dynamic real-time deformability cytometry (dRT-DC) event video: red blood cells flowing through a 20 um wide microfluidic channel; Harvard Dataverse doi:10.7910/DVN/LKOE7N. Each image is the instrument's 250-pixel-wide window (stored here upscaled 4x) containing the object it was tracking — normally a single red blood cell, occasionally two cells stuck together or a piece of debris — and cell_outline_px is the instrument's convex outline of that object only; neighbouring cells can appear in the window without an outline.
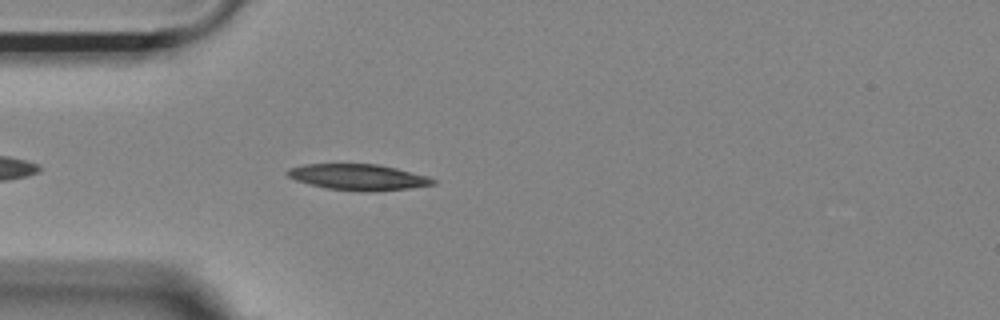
{"species": "Egyptian fruit bat (a non-hibernating species)", "species_latin": "Rousettus aegyptiacus", "temperature_condition": "room temperature", "stored_images_in_passage": 28, "camera_frame_rate_fps": 3000, "um_per_image_px": 0.085, "animal": {"sex": "female"}, "frame": {"image": 1, "passage_image": 5, "time_ms": 1.333, "image_size_px": [1000, 320], "cell_outline_px": [[436, 184], [408, 188], [372, 192], [360, 192], [328, 188], [308, 184], [296, 180], [288, 176], [284, 172], [288, 168], [304, 164], [376, 164], [396, 168], [428, 176], [436, 180]], "centroid_in_image_um": [30.43, 15.06], "position_along_channel_um": 54.6, "area_um2": 22.14}}
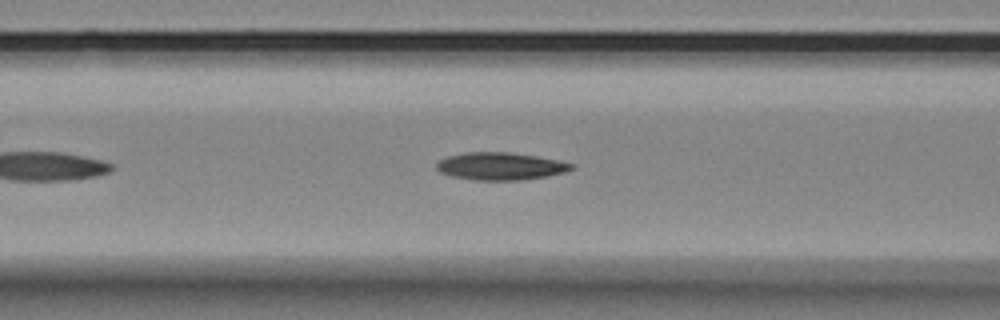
{"frame": {"image": 2, "passage_image": 11, "time_ms": 3.333, "image_size_px": [1000, 320], "cell_outline_px": [[576, 164], [572, 168], [564, 172], [548, 176], [520, 180], [472, 180], [452, 176], [440, 172], [436, 168], [436, 164], [440, 160], [448, 156], [464, 152], [508, 152], [536, 156], [560, 160]], "centroid_in_image_um": [42.54, 14.12], "position_along_channel_um": 124.1, "area_um2": 21.68}}
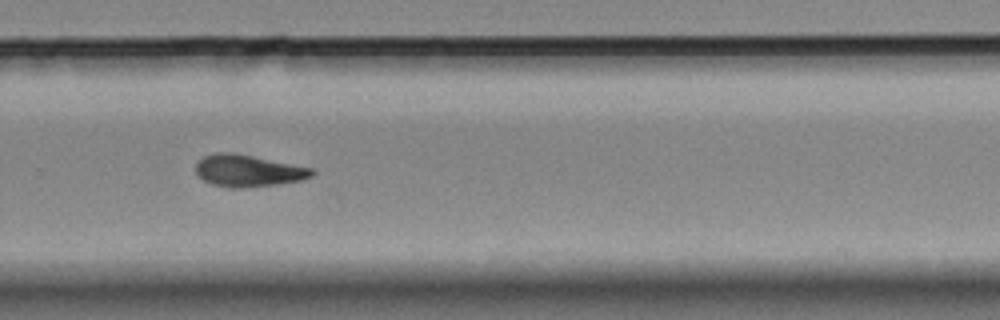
{"frame": {"image": 3, "passage_image": 26, "time_ms": 8.333, "image_size_px": [1000, 320], "cell_outline_px": [[316, 172], [312, 176], [300, 180], [276, 184], [244, 188], [228, 188], [212, 184], [204, 180], [196, 172], [196, 164], [204, 156], [216, 152], [236, 152], [312, 168]], "centroid_in_image_um": [21.08, 14.5], "position_along_channel_um": 308.7, "area_um2": 21.62}}